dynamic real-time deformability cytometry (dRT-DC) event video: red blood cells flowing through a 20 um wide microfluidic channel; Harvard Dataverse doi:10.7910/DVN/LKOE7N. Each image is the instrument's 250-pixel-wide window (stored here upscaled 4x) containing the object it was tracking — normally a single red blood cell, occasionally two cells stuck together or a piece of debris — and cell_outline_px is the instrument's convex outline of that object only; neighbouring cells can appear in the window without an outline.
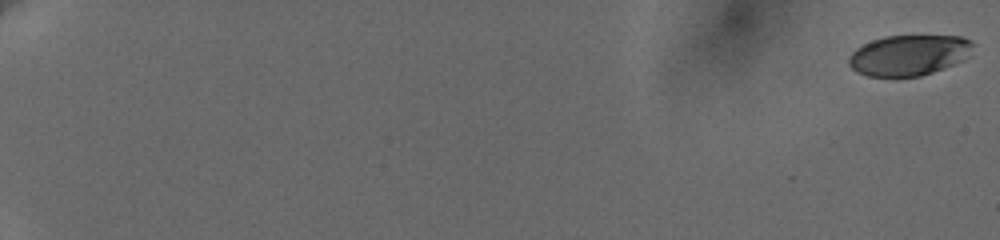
{"species": "human", "species_latin": "Homo sapiens", "temperature_condition": "cold", "stored_images_in_passage": 19, "camera_frame_rate_fps": 3000, "um_per_image_px": 0.085, "donor": {"sex": "female"}, "frame": {"image": 1, "passage_image": 1, "time_ms": 0.0, "image_size_px": [1000, 240], "cell_outline_px": [[972, 44], [964, 60], [932, 72], [920, 76], [868, 76], [856, 72], [848, 64], [848, 56], [856, 48], [872, 40], [884, 36], [960, 36], [972, 40]], "centroid_in_image_um": [77.2, 4.69], "position_along_channel_um": 7.8, "area_um2": 29.13}}
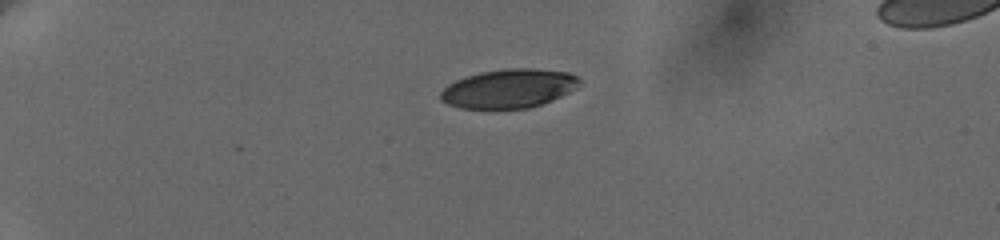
{"frame": {"image": 2, "passage_image": 14, "time_ms": 5.667, "image_size_px": [1000, 240], "cell_outline_px": [[580, 84], [576, 88], [552, 100], [528, 108], [496, 112], [460, 108], [448, 104], [440, 100], [440, 92], [448, 84], [464, 76], [480, 72], [508, 68], [532, 68], [568, 72], [580, 76]], "centroid_in_image_um": [43.21, 7.56], "position_along_channel_um": 41.8, "area_um2": 32.48}}
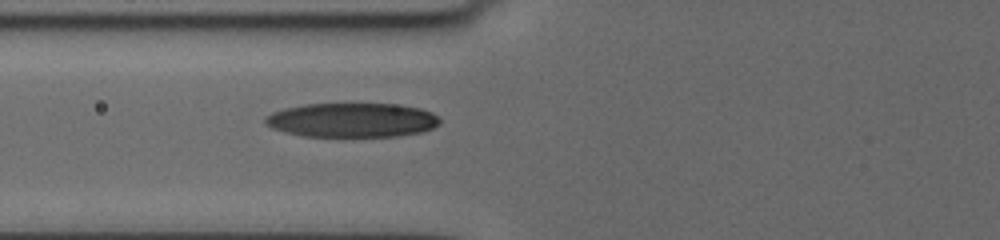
{"frame": {"image": 3, "passage_image": 19, "time_ms": 9.0, "image_size_px": [1000, 240], "cell_outline_px": [[440, 124], [432, 128], [420, 132], [396, 136], [304, 136], [284, 132], [272, 128], [264, 120], [272, 112], [284, 108], [304, 104], [392, 104], [420, 108], [432, 112], [440, 120]], "centroid_in_image_um": [29.92, 10.2], "position_along_channel_um": 95.9, "area_um2": 34.62}}